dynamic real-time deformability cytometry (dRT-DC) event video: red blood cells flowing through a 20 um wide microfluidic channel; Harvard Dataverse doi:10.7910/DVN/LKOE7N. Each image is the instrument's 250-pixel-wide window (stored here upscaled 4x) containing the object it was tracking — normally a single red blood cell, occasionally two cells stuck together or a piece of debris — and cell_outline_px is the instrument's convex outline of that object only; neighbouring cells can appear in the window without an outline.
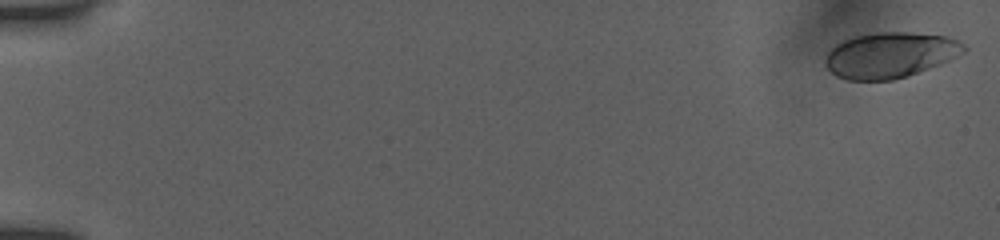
{"species": "human", "species_latin": "Homo sapiens", "temperature_condition": "room temperature", "stored_images_in_passage": 13, "camera_frame_rate_fps": 3000, "um_per_image_px": 0.085, "donor": {"sex": "female"}, "frame": {"image": 1, "passage_image": 1, "time_ms": 0.0, "image_size_px": [1000, 240], "cell_outline_px": [[968, 48], [964, 52], [940, 64], [892, 80], [848, 80], [836, 76], [824, 64], [824, 60], [828, 52], [836, 44], [852, 36], [876, 32], [908, 32], [944, 36], [960, 40]], "centroid_in_image_um": [75.64, 4.67], "position_along_channel_um": 9.4, "area_um2": 36.65}}